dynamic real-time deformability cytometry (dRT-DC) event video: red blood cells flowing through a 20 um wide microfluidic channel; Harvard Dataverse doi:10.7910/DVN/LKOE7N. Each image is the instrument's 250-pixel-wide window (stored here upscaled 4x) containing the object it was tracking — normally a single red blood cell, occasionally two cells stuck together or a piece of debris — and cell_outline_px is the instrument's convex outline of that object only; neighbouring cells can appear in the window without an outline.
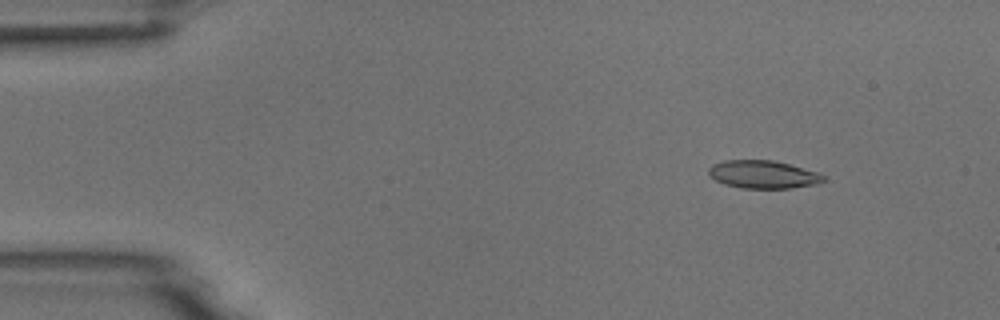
{"species": "common noctule bat (a hibernating species)", "species_latin": "Nyctalus noctula", "temperature_condition": "room temperature", "stored_images_in_passage": 3, "camera_frame_rate_fps": 3000, "um_per_image_px": 0.085, "animal": {"sex": "male", "body_mass_g": 18.8}, "frame": {"image": 1, "passage_image": 1, "time_ms": 0.0, "image_size_px": [1000, 320], "cell_outline_px": [[824, 180], [820, 184], [792, 188], [740, 188], [724, 184], [716, 180], [708, 172], [708, 168], [712, 164], [724, 160], [772, 160], [788, 164], [816, 172], [824, 176]], "centroid_in_image_um": [64.85, 14.83], "position_along_channel_um": 20.1, "area_um2": 18.61}}